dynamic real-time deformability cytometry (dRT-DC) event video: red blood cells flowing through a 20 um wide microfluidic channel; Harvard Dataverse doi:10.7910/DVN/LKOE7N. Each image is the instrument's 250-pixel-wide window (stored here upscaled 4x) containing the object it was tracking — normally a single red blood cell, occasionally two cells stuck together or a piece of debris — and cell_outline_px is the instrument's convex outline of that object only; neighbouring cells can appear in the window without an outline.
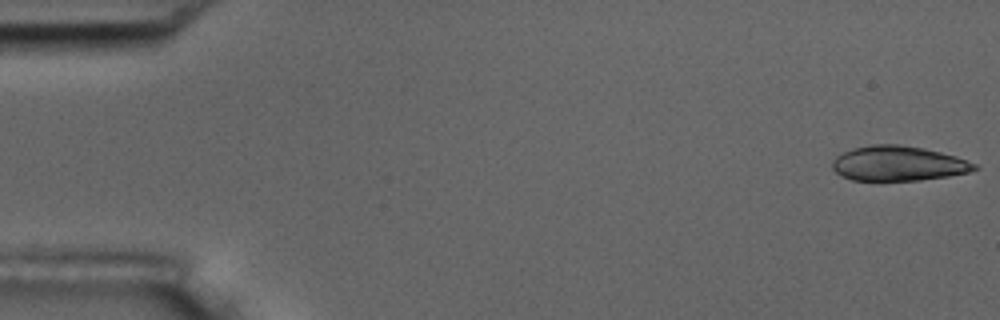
{"species": "common noctule bat (a hibernating species)", "species_latin": "Nyctalus noctula", "temperature_condition": "room temperature", "stored_images_in_passage": 55, "camera_frame_rate_fps": 3000, "um_per_image_px": 0.085, "animal": {"sex": "male", "body_mass_g": 17.5, "forearm_length_mm": 52.3}, "frame": {"image": 1, "passage_image": 1, "time_ms": 0.0, "image_size_px": [1000, 320], "cell_outline_px": [[980, 168], [968, 172], [948, 176], [920, 180], [852, 180], [836, 172], [832, 168], [832, 160], [836, 156], [852, 148], [872, 144], [900, 144], [924, 148], [956, 156], [976, 164]], "centroid_in_image_um": [76.35, 13.88], "position_along_channel_um": 8.7, "area_um2": 28.84}}
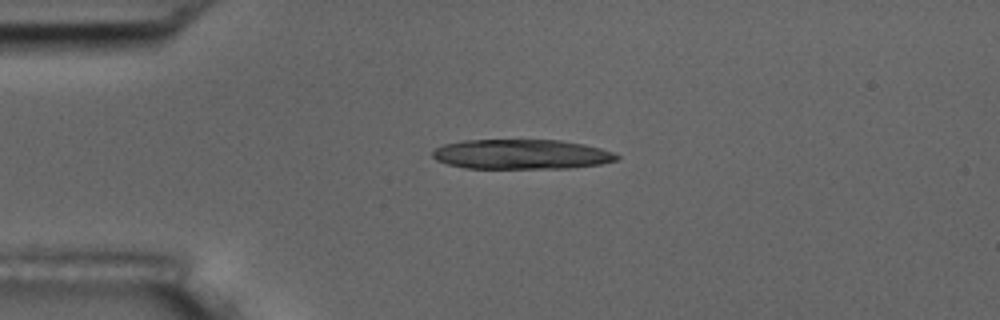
{"frame": {"image": 2, "passage_image": 13, "time_ms": 4.0, "image_size_px": [1000, 320], "cell_outline_px": [[620, 160], [600, 164], [568, 168], [464, 168], [448, 164], [436, 160], [432, 156], [432, 152], [436, 148], [444, 144], [460, 140], [560, 140], [584, 144], [600, 148], [612, 152], [620, 156]], "centroid_in_image_um": [44.32, 13.11], "position_along_channel_um": 40.7, "area_um2": 32.08}}